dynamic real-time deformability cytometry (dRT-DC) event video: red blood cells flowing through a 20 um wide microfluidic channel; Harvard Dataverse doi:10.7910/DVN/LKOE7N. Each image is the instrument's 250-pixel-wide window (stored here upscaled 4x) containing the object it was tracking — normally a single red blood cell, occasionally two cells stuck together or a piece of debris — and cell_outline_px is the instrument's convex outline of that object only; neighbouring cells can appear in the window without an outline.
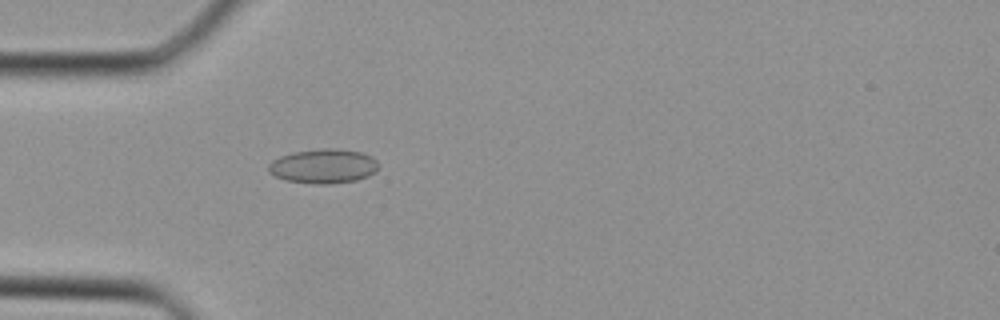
{"species": "Egyptian fruit bat (a non-hibernating species)", "species_latin": "Rousettus aegyptiacus", "temperature_condition": "cold", "stored_images_in_passage": 35, "camera_frame_rate_fps": 3000, "um_per_image_px": 0.085, "animal": {"sex": "female"}, "frame": {"image": 1, "passage_image": 8, "time_ms": 2.333, "image_size_px": [1000, 320], "cell_outline_px": [[376, 172], [368, 176], [356, 180], [332, 184], [312, 184], [284, 180], [268, 172], [268, 164], [272, 160], [280, 156], [292, 152], [320, 148], [336, 148], [360, 152], [372, 156], [376, 160]], "centroid_in_image_um": [27.46, 14.12], "position_along_channel_um": 57.5, "area_um2": 22.25}}
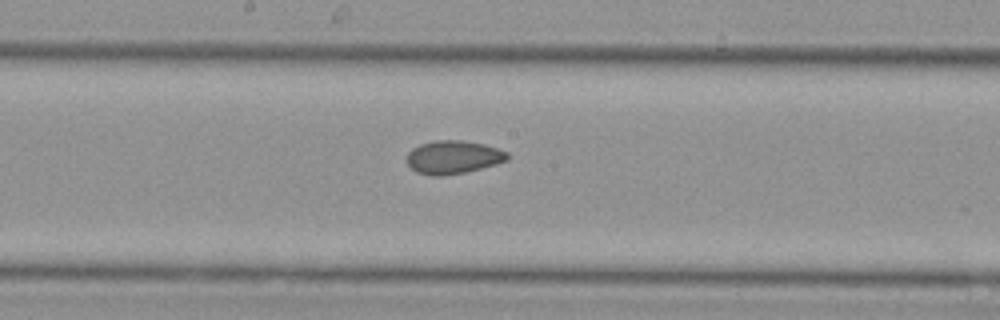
{"frame": {"image": 2, "passage_image": 17, "time_ms": 5.333, "image_size_px": [1000, 320], "cell_outline_px": [[508, 160], [496, 164], [464, 172], [440, 176], [432, 176], [416, 172], [408, 164], [408, 152], [412, 148], [420, 144], [436, 140], [464, 140], [484, 144], [508, 152]], "centroid_in_image_um": [38.52, 13.35], "position_along_channel_um": 209.7, "area_um2": 19.36}}
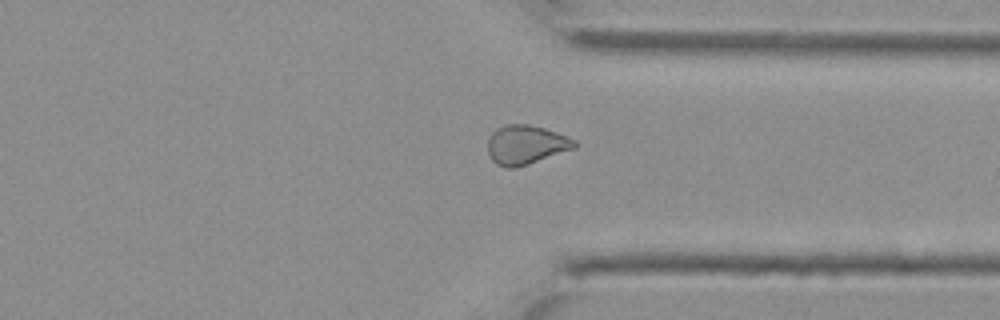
{"frame": {"image": 3, "passage_image": 26, "time_ms": 8.333, "image_size_px": [1000, 320], "cell_outline_px": [[580, 144], [576, 148], [516, 168], [504, 168], [496, 164], [492, 160], [488, 152], [488, 136], [496, 128], [504, 124], [528, 124], [544, 128], [556, 132], [576, 140]], "centroid_in_image_um": [44.7, 12.3], "position_along_channel_um": 366.7, "area_um2": 20.06}}